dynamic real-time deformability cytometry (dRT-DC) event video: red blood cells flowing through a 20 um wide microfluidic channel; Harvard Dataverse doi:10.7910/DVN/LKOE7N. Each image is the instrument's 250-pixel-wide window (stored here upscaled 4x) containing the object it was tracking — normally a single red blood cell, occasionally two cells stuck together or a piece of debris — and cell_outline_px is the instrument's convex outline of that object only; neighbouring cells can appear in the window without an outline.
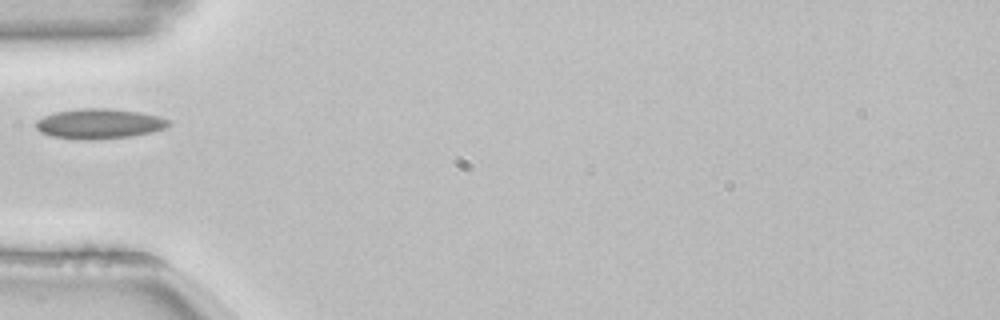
{"species": "common noctule bat (a hibernating species)", "species_latin": "Nyctalus noctula", "temperature_condition": "room temperature", "stored_images_in_passage": 37, "camera_frame_rate_fps": 3000, "um_per_image_px": 0.085, "animal": {"sex": "female", "body_mass_g": 22.7, "forearm_length_mm": 54.2}, "frame": {"image": 1, "passage_image": 1, "time_ms": 0.0, "image_size_px": [1000, 320], "cell_outline_px": [[172, 124], [164, 128], [152, 132], [132, 136], [92, 140], [88, 140], [52, 136], [40, 132], [36, 128], [36, 120], [44, 116], [56, 112], [80, 108], [108, 108], [140, 112], [160, 116], [168, 120]], "centroid_in_image_um": [8.45, 10.51], "position_along_channel_um": 76.5, "area_um2": 23.24}}
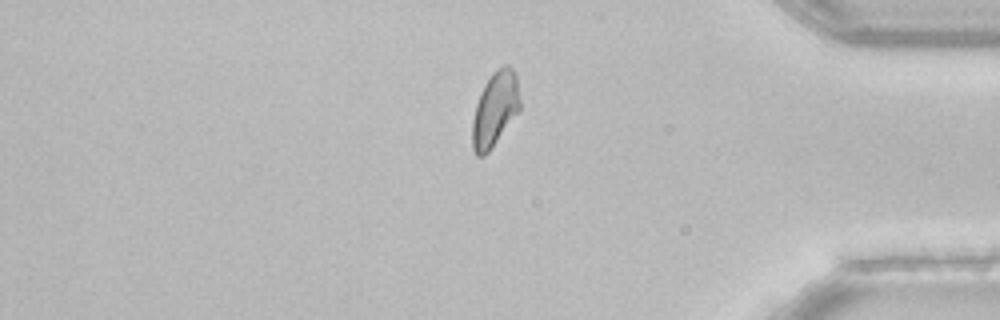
{"frame": {"image": 2, "passage_image": 28, "time_ms": 9.0, "image_size_px": [1000, 320], "cell_outline_px": [[520, 108], [488, 152], [484, 156], [476, 156], [472, 148], [472, 120], [476, 104], [480, 92], [484, 84], [492, 72], [496, 68], [504, 64], [508, 64], [512, 68], [516, 76], [520, 100]], "centroid_in_image_um": [42.05, 9.24], "position_along_channel_um": 393.2, "area_um2": 20.58}}
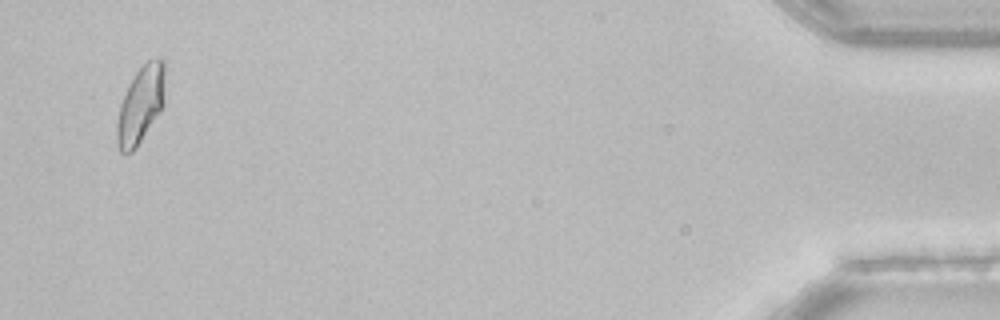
{"frame": {"image": 3, "passage_image": 35, "time_ms": 11.333, "image_size_px": [1000, 320], "cell_outline_px": [[164, 104], [136, 148], [132, 152], [120, 152], [116, 144], [116, 124], [120, 104], [128, 84], [136, 72], [148, 60], [156, 56], [160, 56], [164, 60]], "centroid_in_image_um": [11.94, 8.88], "position_along_channel_um": 423.3, "area_um2": 21.68}}